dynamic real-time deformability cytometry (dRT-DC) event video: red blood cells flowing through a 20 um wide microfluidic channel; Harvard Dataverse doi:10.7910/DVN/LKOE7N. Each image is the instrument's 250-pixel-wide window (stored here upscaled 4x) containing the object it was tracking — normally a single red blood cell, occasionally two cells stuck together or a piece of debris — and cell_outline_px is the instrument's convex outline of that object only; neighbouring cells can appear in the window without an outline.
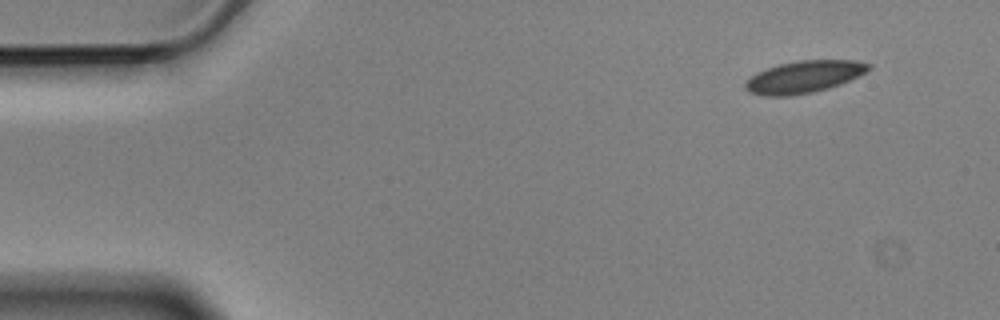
{"species": "Egyptian fruit bat (a non-hibernating species)", "species_latin": "Rousettus aegyptiacus", "temperature_condition": "cold", "stored_images_in_passage": 4, "camera_frame_rate_fps": 3000, "um_per_image_px": 0.085, "animal": {"sex": "male"}, "frame": {"image": 1, "passage_image": 1, "time_ms": 0.0, "image_size_px": [1000, 320], "cell_outline_px": [[872, 68], [840, 84], [828, 88], [812, 92], [788, 96], [764, 96], [748, 92], [744, 88], [744, 84], [756, 72], [780, 64], [800, 60], [856, 60], [872, 64]], "centroid_in_image_um": [68.32, 6.53], "position_along_channel_um": 16.7, "area_um2": 22.89}}
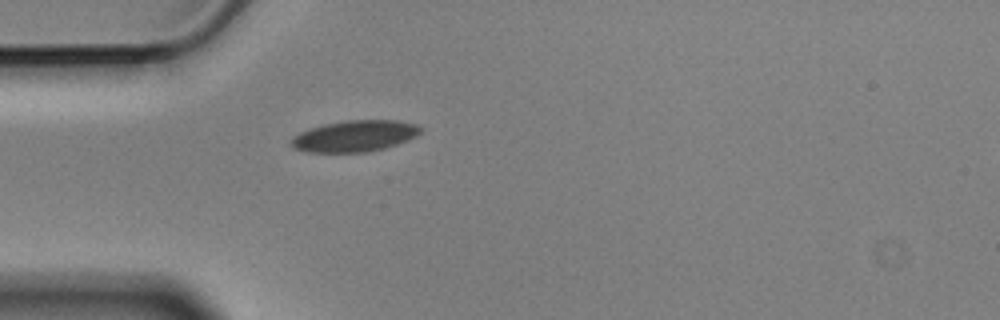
{"frame": {"image": 2, "passage_image": 4, "time_ms": 1.0, "image_size_px": [1000, 320], "cell_outline_px": [[424, 128], [416, 136], [408, 140], [384, 148], [368, 152], [308, 152], [292, 148], [288, 144], [288, 140], [292, 136], [308, 128], [324, 124], [344, 120], [396, 120], [416, 124]], "centroid_in_image_um": [30.09, 11.56], "position_along_channel_um": 54.9, "area_um2": 23.93}}